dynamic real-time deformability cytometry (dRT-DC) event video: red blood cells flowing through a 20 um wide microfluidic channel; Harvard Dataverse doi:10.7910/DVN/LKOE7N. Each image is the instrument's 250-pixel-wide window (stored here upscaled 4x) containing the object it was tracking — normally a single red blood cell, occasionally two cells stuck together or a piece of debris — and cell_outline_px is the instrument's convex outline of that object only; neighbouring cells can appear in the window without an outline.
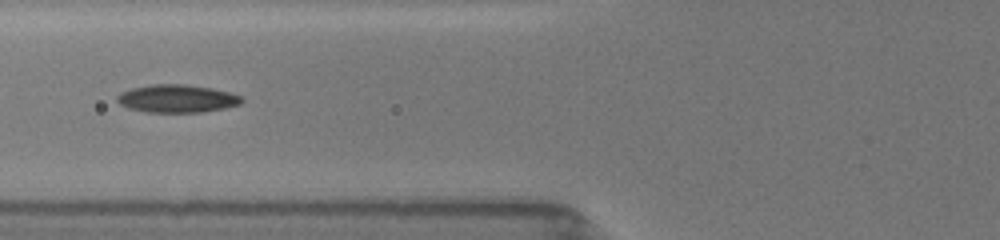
{"species": "common noctule bat (a hibernating species)", "species_latin": "Nyctalus noctula", "temperature_condition": "room temperature", "stored_images_in_passage": 16, "camera_frame_rate_fps": 3000, "um_per_image_px": 0.085, "animal": {"sex": "female", "body_mass_g": 19.5, "forearm_length_mm": 54.1}, "frame": {"image": 1, "passage_image": 13, "time_ms": 3.333, "image_size_px": [1000, 240], "cell_outline_px": [[244, 100], [240, 104], [224, 108], [200, 112], [144, 112], [128, 108], [120, 104], [116, 100], [116, 96], [120, 92], [132, 88], [152, 84], [184, 84], [212, 88], [228, 92], [240, 96]], "centroid_in_image_um": [15.0, 8.38], "position_along_channel_um": 110.8, "area_um2": 20.23}}